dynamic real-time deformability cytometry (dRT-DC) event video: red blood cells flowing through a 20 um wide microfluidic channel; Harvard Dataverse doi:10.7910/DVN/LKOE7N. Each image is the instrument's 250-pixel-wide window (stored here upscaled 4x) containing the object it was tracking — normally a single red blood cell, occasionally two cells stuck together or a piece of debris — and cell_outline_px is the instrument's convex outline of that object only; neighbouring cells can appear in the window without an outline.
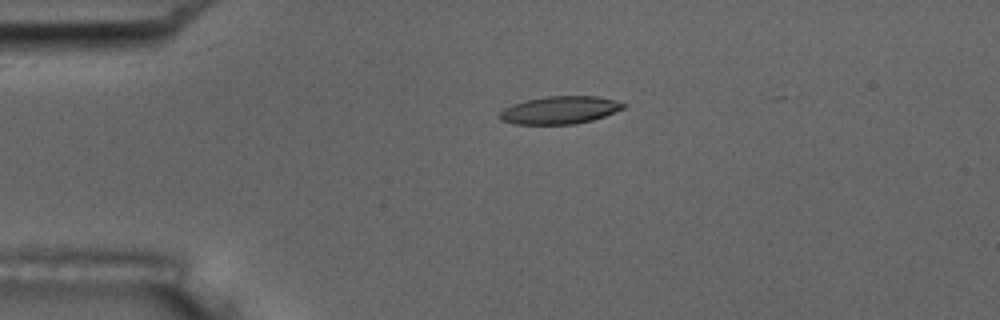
{"species": "common noctule bat (a hibernating species)", "species_latin": "Nyctalus noctula", "temperature_condition": "room temperature", "stored_images_in_passage": 5, "camera_frame_rate_fps": 3000, "um_per_image_px": 0.085, "animal": {"sex": "male", "body_mass_g": 17.5, "forearm_length_mm": 52.3}, "frame": {"image": 1, "passage_image": 4, "time_ms": 3.333, "image_size_px": [1000, 320], "cell_outline_px": [[628, 104], [624, 108], [604, 116], [592, 120], [576, 124], [512, 124], [500, 120], [500, 112], [504, 108], [512, 104], [528, 100], [548, 96], [596, 96]], "centroid_in_image_um": [47.57, 9.36], "position_along_channel_um": 37.4, "area_um2": 19.83}}